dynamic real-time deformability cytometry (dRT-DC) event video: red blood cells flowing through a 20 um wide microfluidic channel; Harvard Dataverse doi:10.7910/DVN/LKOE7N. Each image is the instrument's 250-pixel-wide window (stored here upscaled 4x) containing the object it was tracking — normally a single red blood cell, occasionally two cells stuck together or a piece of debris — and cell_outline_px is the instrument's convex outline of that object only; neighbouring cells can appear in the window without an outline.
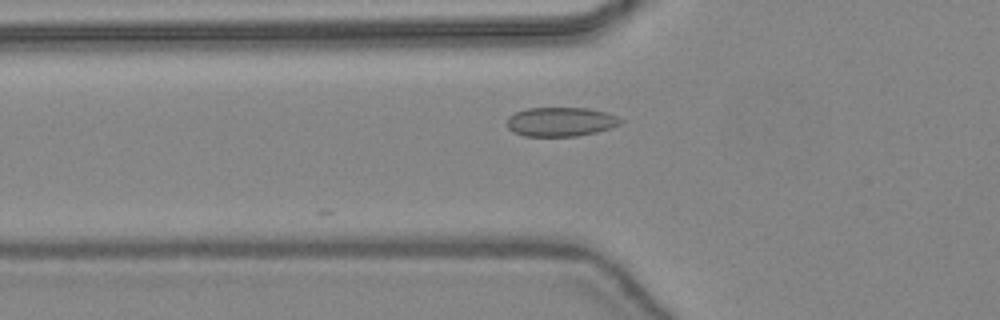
{"species": "common noctule bat (a hibernating species)", "species_latin": "Nyctalus noctula", "temperature_condition": "warm", "stored_images_in_passage": 14, "camera_frame_rate_fps": 3000, "um_per_image_px": 0.085, "animal": {"sex": "female", "body_mass_g": 24.6, "forearm_length_mm": 56.2}, "frame": {"image": 1, "passage_image": 2, "time_ms": 0.333, "image_size_px": [1000, 320], "cell_outline_px": [[624, 120], [620, 124], [596, 132], [576, 136], [524, 136], [512, 132], [508, 128], [508, 116], [524, 108], [588, 108], [604, 112], [616, 116]], "centroid_in_image_um": [47.62, 10.35], "position_along_channel_um": 78.2, "area_um2": 19.25}}
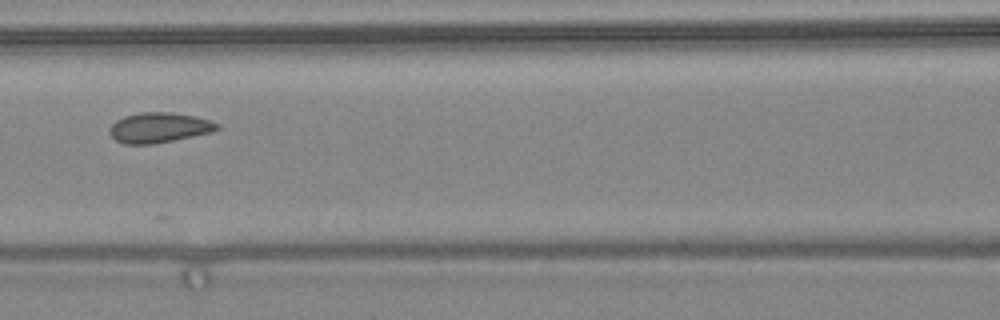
{"frame": {"image": 2, "passage_image": 7, "time_ms": 2.0, "image_size_px": [1000, 320], "cell_outline_px": [[220, 128], [212, 132], [152, 144], [124, 144], [116, 140], [108, 132], [108, 128], [116, 120], [124, 116], [140, 112], [172, 112], [192, 116], [208, 120], [220, 124]], "centroid_in_image_um": [13.48, 10.84], "position_along_channel_um": 153.1, "area_um2": 18.79}}
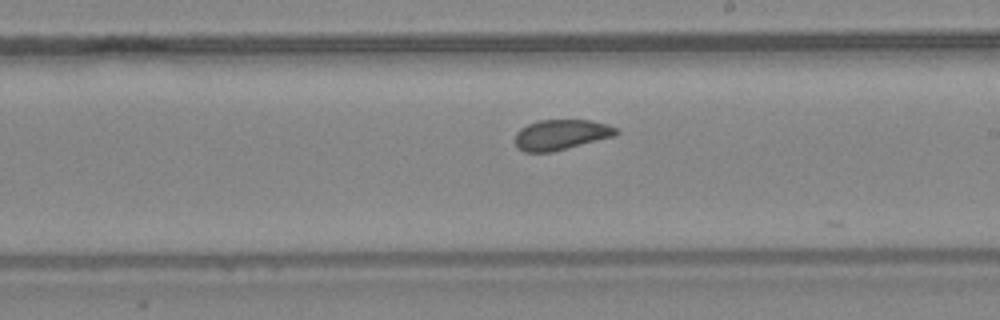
{"frame": {"image": 3, "passage_image": 13, "time_ms": 4.0, "image_size_px": [1000, 320], "cell_outline_px": [[620, 132], [616, 136], [552, 152], [524, 152], [516, 148], [516, 132], [520, 128], [528, 124], [540, 120], [592, 120], [608, 124], [616, 128]], "centroid_in_image_um": [47.71, 11.45], "position_along_channel_um": 241.3, "area_um2": 18.03}}